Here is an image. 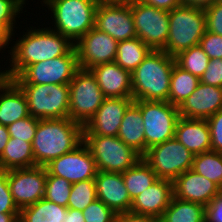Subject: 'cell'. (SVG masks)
<instances>
[{"mask_svg": "<svg viewBox=\"0 0 222 222\" xmlns=\"http://www.w3.org/2000/svg\"><path fill=\"white\" fill-rule=\"evenodd\" d=\"M18 37L8 52L11 60L6 70L8 79L18 76L27 66L67 54L75 44L57 31L30 27Z\"/></svg>", "mask_w": 222, "mask_h": 222, "instance_id": "1", "label": "cell"}, {"mask_svg": "<svg viewBox=\"0 0 222 222\" xmlns=\"http://www.w3.org/2000/svg\"><path fill=\"white\" fill-rule=\"evenodd\" d=\"M83 142V125L67 118L39 119L32 141L35 166L45 167L52 160L74 150Z\"/></svg>", "mask_w": 222, "mask_h": 222, "instance_id": "2", "label": "cell"}, {"mask_svg": "<svg viewBox=\"0 0 222 222\" xmlns=\"http://www.w3.org/2000/svg\"><path fill=\"white\" fill-rule=\"evenodd\" d=\"M72 184L60 176L47 175L44 198L67 207Z\"/></svg>", "mask_w": 222, "mask_h": 222, "instance_id": "35", "label": "cell"}, {"mask_svg": "<svg viewBox=\"0 0 222 222\" xmlns=\"http://www.w3.org/2000/svg\"><path fill=\"white\" fill-rule=\"evenodd\" d=\"M143 117L145 153L147 149L175 137L180 118L178 106L168 101L135 100Z\"/></svg>", "mask_w": 222, "mask_h": 222, "instance_id": "7", "label": "cell"}, {"mask_svg": "<svg viewBox=\"0 0 222 222\" xmlns=\"http://www.w3.org/2000/svg\"><path fill=\"white\" fill-rule=\"evenodd\" d=\"M19 213H0V222H18Z\"/></svg>", "mask_w": 222, "mask_h": 222, "instance_id": "51", "label": "cell"}, {"mask_svg": "<svg viewBox=\"0 0 222 222\" xmlns=\"http://www.w3.org/2000/svg\"><path fill=\"white\" fill-rule=\"evenodd\" d=\"M26 0H0V22L14 32L17 15L23 10Z\"/></svg>", "mask_w": 222, "mask_h": 222, "instance_id": "38", "label": "cell"}, {"mask_svg": "<svg viewBox=\"0 0 222 222\" xmlns=\"http://www.w3.org/2000/svg\"><path fill=\"white\" fill-rule=\"evenodd\" d=\"M46 179L47 170L43 166L7 170L10 192L19 209L44 198Z\"/></svg>", "mask_w": 222, "mask_h": 222, "instance_id": "14", "label": "cell"}, {"mask_svg": "<svg viewBox=\"0 0 222 222\" xmlns=\"http://www.w3.org/2000/svg\"><path fill=\"white\" fill-rule=\"evenodd\" d=\"M175 58L163 50H151L132 73V98L168 101Z\"/></svg>", "mask_w": 222, "mask_h": 222, "instance_id": "3", "label": "cell"}, {"mask_svg": "<svg viewBox=\"0 0 222 222\" xmlns=\"http://www.w3.org/2000/svg\"><path fill=\"white\" fill-rule=\"evenodd\" d=\"M173 197V182L158 179L132 200L130 212L161 218Z\"/></svg>", "mask_w": 222, "mask_h": 222, "instance_id": "22", "label": "cell"}, {"mask_svg": "<svg viewBox=\"0 0 222 222\" xmlns=\"http://www.w3.org/2000/svg\"><path fill=\"white\" fill-rule=\"evenodd\" d=\"M200 82L222 87V59H212L209 61L206 71L200 78Z\"/></svg>", "mask_w": 222, "mask_h": 222, "instance_id": "43", "label": "cell"}, {"mask_svg": "<svg viewBox=\"0 0 222 222\" xmlns=\"http://www.w3.org/2000/svg\"><path fill=\"white\" fill-rule=\"evenodd\" d=\"M85 222H114L116 213L101 200L96 199L83 211Z\"/></svg>", "mask_w": 222, "mask_h": 222, "instance_id": "37", "label": "cell"}, {"mask_svg": "<svg viewBox=\"0 0 222 222\" xmlns=\"http://www.w3.org/2000/svg\"><path fill=\"white\" fill-rule=\"evenodd\" d=\"M0 213H20L7 181V171L0 169Z\"/></svg>", "mask_w": 222, "mask_h": 222, "instance_id": "39", "label": "cell"}, {"mask_svg": "<svg viewBox=\"0 0 222 222\" xmlns=\"http://www.w3.org/2000/svg\"><path fill=\"white\" fill-rule=\"evenodd\" d=\"M222 189L213 181L189 169L173 181V196L189 202L204 206Z\"/></svg>", "mask_w": 222, "mask_h": 222, "instance_id": "19", "label": "cell"}, {"mask_svg": "<svg viewBox=\"0 0 222 222\" xmlns=\"http://www.w3.org/2000/svg\"><path fill=\"white\" fill-rule=\"evenodd\" d=\"M140 2L156 7L158 9H163L166 11H171L174 7L180 6L182 0H139Z\"/></svg>", "mask_w": 222, "mask_h": 222, "instance_id": "46", "label": "cell"}, {"mask_svg": "<svg viewBox=\"0 0 222 222\" xmlns=\"http://www.w3.org/2000/svg\"><path fill=\"white\" fill-rule=\"evenodd\" d=\"M191 169L222 189V153L210 150L194 155Z\"/></svg>", "mask_w": 222, "mask_h": 222, "instance_id": "32", "label": "cell"}, {"mask_svg": "<svg viewBox=\"0 0 222 222\" xmlns=\"http://www.w3.org/2000/svg\"><path fill=\"white\" fill-rule=\"evenodd\" d=\"M205 222H222V190L205 206Z\"/></svg>", "mask_w": 222, "mask_h": 222, "instance_id": "44", "label": "cell"}, {"mask_svg": "<svg viewBox=\"0 0 222 222\" xmlns=\"http://www.w3.org/2000/svg\"><path fill=\"white\" fill-rule=\"evenodd\" d=\"M220 109H222V87L201 82L178 106L180 117L189 119H208Z\"/></svg>", "mask_w": 222, "mask_h": 222, "instance_id": "18", "label": "cell"}, {"mask_svg": "<svg viewBox=\"0 0 222 222\" xmlns=\"http://www.w3.org/2000/svg\"><path fill=\"white\" fill-rule=\"evenodd\" d=\"M29 116L27 99L21 88L7 79L0 86V124L8 126Z\"/></svg>", "mask_w": 222, "mask_h": 222, "instance_id": "24", "label": "cell"}, {"mask_svg": "<svg viewBox=\"0 0 222 222\" xmlns=\"http://www.w3.org/2000/svg\"><path fill=\"white\" fill-rule=\"evenodd\" d=\"M117 44L118 42L107 33L92 28L74 45L79 67L89 70L99 64L114 62Z\"/></svg>", "mask_w": 222, "mask_h": 222, "instance_id": "16", "label": "cell"}, {"mask_svg": "<svg viewBox=\"0 0 222 222\" xmlns=\"http://www.w3.org/2000/svg\"><path fill=\"white\" fill-rule=\"evenodd\" d=\"M94 181L97 199L115 213L130 212L132 200L124 184L122 173L98 171Z\"/></svg>", "mask_w": 222, "mask_h": 222, "instance_id": "21", "label": "cell"}, {"mask_svg": "<svg viewBox=\"0 0 222 222\" xmlns=\"http://www.w3.org/2000/svg\"><path fill=\"white\" fill-rule=\"evenodd\" d=\"M68 85V118L84 126L101 106L105 96L90 70L80 68Z\"/></svg>", "mask_w": 222, "mask_h": 222, "instance_id": "11", "label": "cell"}, {"mask_svg": "<svg viewBox=\"0 0 222 222\" xmlns=\"http://www.w3.org/2000/svg\"><path fill=\"white\" fill-rule=\"evenodd\" d=\"M174 58L175 63L179 67L198 78H201L206 71L210 61L200 45H195L189 49L183 50L174 56Z\"/></svg>", "mask_w": 222, "mask_h": 222, "instance_id": "33", "label": "cell"}, {"mask_svg": "<svg viewBox=\"0 0 222 222\" xmlns=\"http://www.w3.org/2000/svg\"><path fill=\"white\" fill-rule=\"evenodd\" d=\"M161 222H205V206L172 197L160 218Z\"/></svg>", "mask_w": 222, "mask_h": 222, "instance_id": "28", "label": "cell"}, {"mask_svg": "<svg viewBox=\"0 0 222 222\" xmlns=\"http://www.w3.org/2000/svg\"><path fill=\"white\" fill-rule=\"evenodd\" d=\"M199 45L210 60L222 59V36L206 30Z\"/></svg>", "mask_w": 222, "mask_h": 222, "instance_id": "40", "label": "cell"}, {"mask_svg": "<svg viewBox=\"0 0 222 222\" xmlns=\"http://www.w3.org/2000/svg\"><path fill=\"white\" fill-rule=\"evenodd\" d=\"M9 139H10V135H9L7 126H3L2 124H0V157Z\"/></svg>", "mask_w": 222, "mask_h": 222, "instance_id": "50", "label": "cell"}, {"mask_svg": "<svg viewBox=\"0 0 222 222\" xmlns=\"http://www.w3.org/2000/svg\"><path fill=\"white\" fill-rule=\"evenodd\" d=\"M96 199L97 192L94 179L76 182L72 184L67 208L83 211Z\"/></svg>", "mask_w": 222, "mask_h": 222, "instance_id": "34", "label": "cell"}, {"mask_svg": "<svg viewBox=\"0 0 222 222\" xmlns=\"http://www.w3.org/2000/svg\"><path fill=\"white\" fill-rule=\"evenodd\" d=\"M206 31L205 11L181 4L169 11V36L163 51L176 56L183 50L199 45Z\"/></svg>", "mask_w": 222, "mask_h": 222, "instance_id": "5", "label": "cell"}, {"mask_svg": "<svg viewBox=\"0 0 222 222\" xmlns=\"http://www.w3.org/2000/svg\"><path fill=\"white\" fill-rule=\"evenodd\" d=\"M200 83V78L182 69L176 63L172 69L169 102L179 106Z\"/></svg>", "mask_w": 222, "mask_h": 222, "instance_id": "31", "label": "cell"}, {"mask_svg": "<svg viewBox=\"0 0 222 222\" xmlns=\"http://www.w3.org/2000/svg\"><path fill=\"white\" fill-rule=\"evenodd\" d=\"M117 136L141 156L145 154L143 117L134 102L125 111Z\"/></svg>", "mask_w": 222, "mask_h": 222, "instance_id": "25", "label": "cell"}, {"mask_svg": "<svg viewBox=\"0 0 222 222\" xmlns=\"http://www.w3.org/2000/svg\"><path fill=\"white\" fill-rule=\"evenodd\" d=\"M89 70L105 98H132V73L116 62L99 64Z\"/></svg>", "mask_w": 222, "mask_h": 222, "instance_id": "20", "label": "cell"}, {"mask_svg": "<svg viewBox=\"0 0 222 222\" xmlns=\"http://www.w3.org/2000/svg\"><path fill=\"white\" fill-rule=\"evenodd\" d=\"M45 168L47 175L60 176L71 184L95 179L98 172L96 162L84 142L74 150L52 160Z\"/></svg>", "mask_w": 222, "mask_h": 222, "instance_id": "15", "label": "cell"}, {"mask_svg": "<svg viewBox=\"0 0 222 222\" xmlns=\"http://www.w3.org/2000/svg\"><path fill=\"white\" fill-rule=\"evenodd\" d=\"M35 166L32 143L10 137L0 157V169L11 170Z\"/></svg>", "mask_w": 222, "mask_h": 222, "instance_id": "26", "label": "cell"}, {"mask_svg": "<svg viewBox=\"0 0 222 222\" xmlns=\"http://www.w3.org/2000/svg\"><path fill=\"white\" fill-rule=\"evenodd\" d=\"M64 222H85V219L81 210L68 208L67 212L65 213Z\"/></svg>", "mask_w": 222, "mask_h": 222, "instance_id": "49", "label": "cell"}, {"mask_svg": "<svg viewBox=\"0 0 222 222\" xmlns=\"http://www.w3.org/2000/svg\"><path fill=\"white\" fill-rule=\"evenodd\" d=\"M14 34L4 23L0 22V51L6 46L8 47L12 41V36H15Z\"/></svg>", "mask_w": 222, "mask_h": 222, "instance_id": "47", "label": "cell"}, {"mask_svg": "<svg viewBox=\"0 0 222 222\" xmlns=\"http://www.w3.org/2000/svg\"><path fill=\"white\" fill-rule=\"evenodd\" d=\"M80 69L75 46L64 56L37 62L27 66L12 78L17 85L66 84Z\"/></svg>", "mask_w": 222, "mask_h": 222, "instance_id": "9", "label": "cell"}, {"mask_svg": "<svg viewBox=\"0 0 222 222\" xmlns=\"http://www.w3.org/2000/svg\"><path fill=\"white\" fill-rule=\"evenodd\" d=\"M133 98H105L83 126V135L117 136L122 118Z\"/></svg>", "mask_w": 222, "mask_h": 222, "instance_id": "17", "label": "cell"}, {"mask_svg": "<svg viewBox=\"0 0 222 222\" xmlns=\"http://www.w3.org/2000/svg\"><path fill=\"white\" fill-rule=\"evenodd\" d=\"M94 27L117 42L137 37L131 13V0H100L95 11Z\"/></svg>", "mask_w": 222, "mask_h": 222, "instance_id": "13", "label": "cell"}, {"mask_svg": "<svg viewBox=\"0 0 222 222\" xmlns=\"http://www.w3.org/2000/svg\"><path fill=\"white\" fill-rule=\"evenodd\" d=\"M38 121V118L32 117L31 115L15 121L7 126L10 137L32 143L37 130Z\"/></svg>", "mask_w": 222, "mask_h": 222, "instance_id": "36", "label": "cell"}, {"mask_svg": "<svg viewBox=\"0 0 222 222\" xmlns=\"http://www.w3.org/2000/svg\"><path fill=\"white\" fill-rule=\"evenodd\" d=\"M122 176L131 200L158 180L156 173L143 158H141L134 166L123 172Z\"/></svg>", "mask_w": 222, "mask_h": 222, "instance_id": "29", "label": "cell"}, {"mask_svg": "<svg viewBox=\"0 0 222 222\" xmlns=\"http://www.w3.org/2000/svg\"><path fill=\"white\" fill-rule=\"evenodd\" d=\"M137 37L151 50H163L169 36V11L131 0Z\"/></svg>", "mask_w": 222, "mask_h": 222, "instance_id": "12", "label": "cell"}, {"mask_svg": "<svg viewBox=\"0 0 222 222\" xmlns=\"http://www.w3.org/2000/svg\"><path fill=\"white\" fill-rule=\"evenodd\" d=\"M98 171L123 173L142 156L127 146L118 136L83 135Z\"/></svg>", "mask_w": 222, "mask_h": 222, "instance_id": "6", "label": "cell"}, {"mask_svg": "<svg viewBox=\"0 0 222 222\" xmlns=\"http://www.w3.org/2000/svg\"><path fill=\"white\" fill-rule=\"evenodd\" d=\"M51 10L50 29L59 32L75 44L94 28L95 11L100 0H43Z\"/></svg>", "mask_w": 222, "mask_h": 222, "instance_id": "4", "label": "cell"}, {"mask_svg": "<svg viewBox=\"0 0 222 222\" xmlns=\"http://www.w3.org/2000/svg\"><path fill=\"white\" fill-rule=\"evenodd\" d=\"M218 0H182L184 5L189 7L199 8L202 10H206L211 7Z\"/></svg>", "mask_w": 222, "mask_h": 222, "instance_id": "48", "label": "cell"}, {"mask_svg": "<svg viewBox=\"0 0 222 222\" xmlns=\"http://www.w3.org/2000/svg\"><path fill=\"white\" fill-rule=\"evenodd\" d=\"M175 138L194 155L212 150L207 119L180 117L175 129Z\"/></svg>", "mask_w": 222, "mask_h": 222, "instance_id": "23", "label": "cell"}, {"mask_svg": "<svg viewBox=\"0 0 222 222\" xmlns=\"http://www.w3.org/2000/svg\"><path fill=\"white\" fill-rule=\"evenodd\" d=\"M24 92L29 115L38 119L67 118L69 112V85H18Z\"/></svg>", "mask_w": 222, "mask_h": 222, "instance_id": "8", "label": "cell"}, {"mask_svg": "<svg viewBox=\"0 0 222 222\" xmlns=\"http://www.w3.org/2000/svg\"><path fill=\"white\" fill-rule=\"evenodd\" d=\"M8 79L6 70L3 69L0 71V86Z\"/></svg>", "mask_w": 222, "mask_h": 222, "instance_id": "52", "label": "cell"}, {"mask_svg": "<svg viewBox=\"0 0 222 222\" xmlns=\"http://www.w3.org/2000/svg\"><path fill=\"white\" fill-rule=\"evenodd\" d=\"M211 135V149L222 153V109L207 119Z\"/></svg>", "mask_w": 222, "mask_h": 222, "instance_id": "41", "label": "cell"}, {"mask_svg": "<svg viewBox=\"0 0 222 222\" xmlns=\"http://www.w3.org/2000/svg\"><path fill=\"white\" fill-rule=\"evenodd\" d=\"M67 209L43 198L20 209L18 222H64Z\"/></svg>", "mask_w": 222, "mask_h": 222, "instance_id": "27", "label": "cell"}, {"mask_svg": "<svg viewBox=\"0 0 222 222\" xmlns=\"http://www.w3.org/2000/svg\"><path fill=\"white\" fill-rule=\"evenodd\" d=\"M205 11L206 30L222 36V2L217 1Z\"/></svg>", "mask_w": 222, "mask_h": 222, "instance_id": "42", "label": "cell"}, {"mask_svg": "<svg viewBox=\"0 0 222 222\" xmlns=\"http://www.w3.org/2000/svg\"><path fill=\"white\" fill-rule=\"evenodd\" d=\"M114 222H161L159 218L135 214L133 212L116 213Z\"/></svg>", "mask_w": 222, "mask_h": 222, "instance_id": "45", "label": "cell"}, {"mask_svg": "<svg viewBox=\"0 0 222 222\" xmlns=\"http://www.w3.org/2000/svg\"><path fill=\"white\" fill-rule=\"evenodd\" d=\"M142 158L156 173L158 179L173 182L182 173L192 168L194 154L173 137L147 149Z\"/></svg>", "mask_w": 222, "mask_h": 222, "instance_id": "10", "label": "cell"}, {"mask_svg": "<svg viewBox=\"0 0 222 222\" xmlns=\"http://www.w3.org/2000/svg\"><path fill=\"white\" fill-rule=\"evenodd\" d=\"M151 49L138 37L120 41L117 44L115 61L121 68L131 73L142 63Z\"/></svg>", "mask_w": 222, "mask_h": 222, "instance_id": "30", "label": "cell"}]
</instances>
